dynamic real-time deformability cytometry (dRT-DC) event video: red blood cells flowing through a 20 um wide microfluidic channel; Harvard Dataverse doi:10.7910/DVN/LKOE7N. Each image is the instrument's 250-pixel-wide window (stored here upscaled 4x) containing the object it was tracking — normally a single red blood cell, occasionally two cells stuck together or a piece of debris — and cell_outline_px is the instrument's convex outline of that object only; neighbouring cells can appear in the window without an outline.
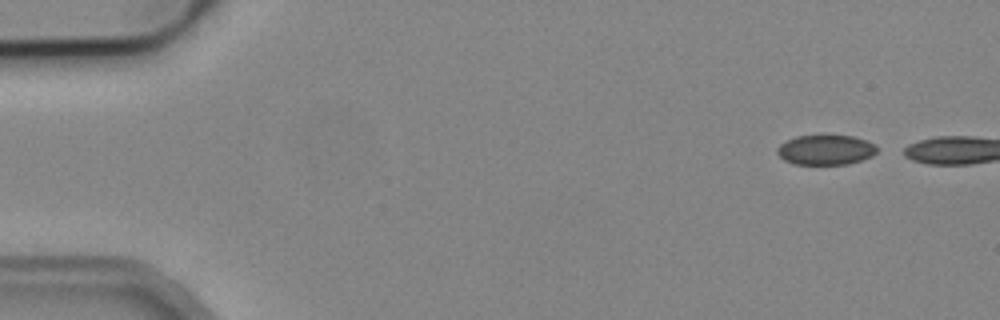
{"species": "common noctule bat (a hibernating species)", "species_latin": "Nyctalus noctula", "temperature_condition": "cold", "stored_images_in_passage": 6, "camera_frame_rate_fps": 3000, "um_per_image_px": 0.085, "animal": {"sex": "male", "body_mass_g": 19.2, "forearm_length_mm": 51.8}, "frame": {"image": 1, "passage_image": 1, "time_ms": 0.0, "image_size_px": [1000, 320], "cell_outline_px": [[876, 152], [872, 156], [848, 164], [796, 164], [784, 160], [776, 152], [776, 148], [780, 144], [796, 136], [824, 132], [852, 136], [876, 144]], "centroid_in_image_um": [70.16, 12.68], "position_along_channel_um": 14.8, "area_um2": 17.98}}